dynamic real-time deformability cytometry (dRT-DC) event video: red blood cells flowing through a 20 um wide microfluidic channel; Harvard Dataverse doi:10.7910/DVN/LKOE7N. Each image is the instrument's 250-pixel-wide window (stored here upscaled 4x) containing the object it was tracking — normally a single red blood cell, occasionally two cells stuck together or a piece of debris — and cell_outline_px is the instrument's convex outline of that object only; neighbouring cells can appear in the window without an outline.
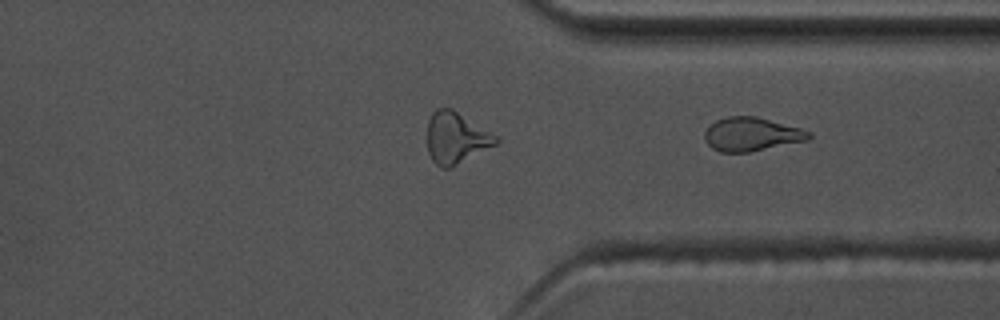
{"species": "common noctule bat (a hibernating species)", "species_latin": "Nyctalus noctula", "temperature_condition": "warm", "stored_images_in_passage": 29, "camera_frame_rate_fps": 3000, "um_per_image_px": 0.085, "animal": {"sex": "male", "body_mass_g": 17.5, "forearm_length_mm": 52.3}, "frame": {"image": 1, "passage_image": 29, "time_ms": 9.333, "image_size_px": [1000, 320], "cell_outline_px": [[812, 136], [808, 140], [748, 152], [720, 152], [712, 148], [704, 140], [704, 132], [708, 124], [716, 120], [728, 116], [756, 116], [800, 128], [812, 132]], "centroid_in_image_um": [63.85, 11.4], "position_along_channel_um": 347.6, "area_um2": 20.52}}